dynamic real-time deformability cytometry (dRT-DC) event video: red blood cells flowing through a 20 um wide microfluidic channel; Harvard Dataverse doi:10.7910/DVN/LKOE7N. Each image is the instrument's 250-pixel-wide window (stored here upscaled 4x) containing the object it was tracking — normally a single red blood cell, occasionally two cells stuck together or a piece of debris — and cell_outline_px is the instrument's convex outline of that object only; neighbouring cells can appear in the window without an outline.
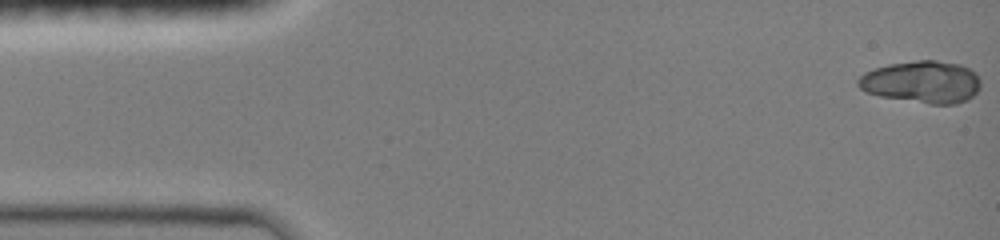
{"species": "common noctule bat (a hibernating species)", "species_latin": "Nyctalus noctula", "temperature_condition": "room temperature", "stored_images_in_passage": 16, "segment_of_instrument_passage": [1, 2], "camera_frame_rate_fps": 3000, "um_per_image_px": 0.085, "animal": {"sex": "female", "body_mass_g": 19.0, "forearm_length_mm": 51.5}, "frame": {"image": 1, "passage_image": 1, "time_ms": 0.0, "image_size_px": [1000, 240], "cell_outline_px": [[980, 88], [968, 100], [956, 104], [928, 104], [880, 96], [868, 92], [860, 88], [856, 84], [856, 80], [864, 72], [888, 64], [916, 60], [932, 60], [960, 64], [976, 72], [980, 80]], "centroid_in_image_um": [78.37, 6.97], "position_along_channel_um": 6.6, "area_um2": 30.29}}